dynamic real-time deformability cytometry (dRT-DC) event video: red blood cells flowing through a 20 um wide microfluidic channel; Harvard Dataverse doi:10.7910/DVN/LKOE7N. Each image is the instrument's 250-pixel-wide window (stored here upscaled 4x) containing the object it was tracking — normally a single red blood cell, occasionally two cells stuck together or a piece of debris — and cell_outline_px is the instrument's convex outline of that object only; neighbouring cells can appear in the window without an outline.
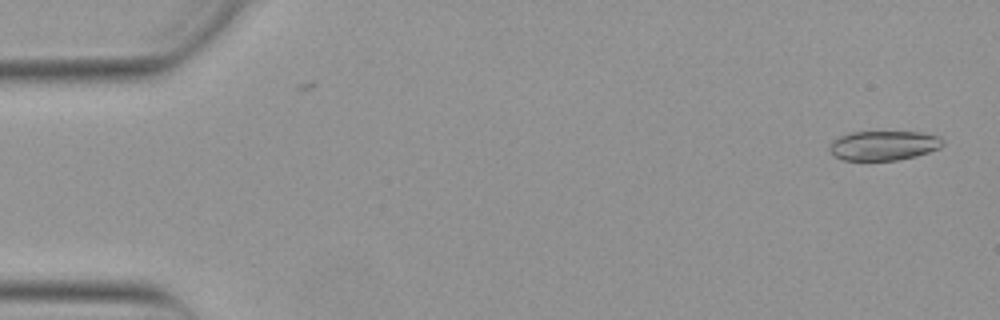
{"species": "Egyptian fruit bat (a non-hibernating species)", "species_latin": "Rousettus aegyptiacus", "temperature_condition": "warm", "stored_images_in_passage": 15, "camera_frame_rate_fps": 3000, "um_per_image_px": 0.085, "animal": {"sex": "female"}, "frame": {"image": 1, "passage_image": 1, "time_ms": 0.0, "image_size_px": [1000, 320], "cell_outline_px": [[944, 144], [940, 148], [916, 156], [896, 160], [844, 160], [832, 156], [828, 152], [828, 148], [832, 140], [840, 136], [852, 132], [920, 132], [940, 136], [944, 140]], "centroid_in_image_um": [75.09, 12.37], "position_along_channel_um": 9.9, "area_um2": 19.71}}